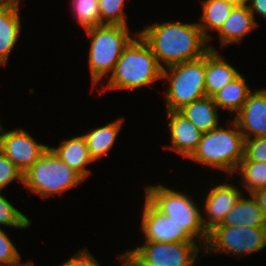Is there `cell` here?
Here are the masks:
<instances>
[{"instance_id": "8992f818", "label": "cell", "mask_w": 266, "mask_h": 266, "mask_svg": "<svg viewBox=\"0 0 266 266\" xmlns=\"http://www.w3.org/2000/svg\"><path fill=\"white\" fill-rule=\"evenodd\" d=\"M83 179L50 148L23 174V184L31 192L47 198L61 196Z\"/></svg>"}, {"instance_id": "7a4b0ae2", "label": "cell", "mask_w": 266, "mask_h": 266, "mask_svg": "<svg viewBox=\"0 0 266 266\" xmlns=\"http://www.w3.org/2000/svg\"><path fill=\"white\" fill-rule=\"evenodd\" d=\"M130 43L124 48L109 80L103 90L139 89L152 85L162 79V68L158 64L150 46L135 33Z\"/></svg>"}, {"instance_id": "d6986e66", "label": "cell", "mask_w": 266, "mask_h": 266, "mask_svg": "<svg viewBox=\"0 0 266 266\" xmlns=\"http://www.w3.org/2000/svg\"><path fill=\"white\" fill-rule=\"evenodd\" d=\"M250 198L243 194L234 207L226 214L221 224L217 226H250L266 227V221L257 201L249 194Z\"/></svg>"}, {"instance_id": "4fadbf2b", "label": "cell", "mask_w": 266, "mask_h": 266, "mask_svg": "<svg viewBox=\"0 0 266 266\" xmlns=\"http://www.w3.org/2000/svg\"><path fill=\"white\" fill-rule=\"evenodd\" d=\"M242 191L231 184H218L208 192L204 211L206 219L202 217L204 227L209 232L215 226L222 223L226 214L234 207L241 198Z\"/></svg>"}, {"instance_id": "ba28073f", "label": "cell", "mask_w": 266, "mask_h": 266, "mask_svg": "<svg viewBox=\"0 0 266 266\" xmlns=\"http://www.w3.org/2000/svg\"><path fill=\"white\" fill-rule=\"evenodd\" d=\"M265 247L266 227L215 226L209 231L203 251L206 254L222 252L240 257L261 251Z\"/></svg>"}, {"instance_id": "1f68e13d", "label": "cell", "mask_w": 266, "mask_h": 266, "mask_svg": "<svg viewBox=\"0 0 266 266\" xmlns=\"http://www.w3.org/2000/svg\"><path fill=\"white\" fill-rule=\"evenodd\" d=\"M249 11L255 19V12L266 18V0H251L248 5Z\"/></svg>"}, {"instance_id": "cb8c5ba5", "label": "cell", "mask_w": 266, "mask_h": 266, "mask_svg": "<svg viewBox=\"0 0 266 266\" xmlns=\"http://www.w3.org/2000/svg\"><path fill=\"white\" fill-rule=\"evenodd\" d=\"M238 171V172H237ZM249 194L266 188V163L252 160H241L237 169Z\"/></svg>"}, {"instance_id": "4dcf8cb0", "label": "cell", "mask_w": 266, "mask_h": 266, "mask_svg": "<svg viewBox=\"0 0 266 266\" xmlns=\"http://www.w3.org/2000/svg\"><path fill=\"white\" fill-rule=\"evenodd\" d=\"M60 266H100L98 261L91 255L87 248L77 252Z\"/></svg>"}, {"instance_id": "9c48e42d", "label": "cell", "mask_w": 266, "mask_h": 266, "mask_svg": "<svg viewBox=\"0 0 266 266\" xmlns=\"http://www.w3.org/2000/svg\"><path fill=\"white\" fill-rule=\"evenodd\" d=\"M199 253L196 242L145 243L124 254L136 266H193Z\"/></svg>"}, {"instance_id": "8fae6325", "label": "cell", "mask_w": 266, "mask_h": 266, "mask_svg": "<svg viewBox=\"0 0 266 266\" xmlns=\"http://www.w3.org/2000/svg\"><path fill=\"white\" fill-rule=\"evenodd\" d=\"M142 213L141 229L145 241L170 242H196L184 228L176 225L172 219L159 211L146 197Z\"/></svg>"}, {"instance_id": "6da1fadb", "label": "cell", "mask_w": 266, "mask_h": 266, "mask_svg": "<svg viewBox=\"0 0 266 266\" xmlns=\"http://www.w3.org/2000/svg\"><path fill=\"white\" fill-rule=\"evenodd\" d=\"M138 33L150 46L162 69L199 59L209 50L215 51L211 45H207L208 40L198 23H155Z\"/></svg>"}, {"instance_id": "7402d4cb", "label": "cell", "mask_w": 266, "mask_h": 266, "mask_svg": "<svg viewBox=\"0 0 266 266\" xmlns=\"http://www.w3.org/2000/svg\"><path fill=\"white\" fill-rule=\"evenodd\" d=\"M251 90L247 86L245 78L240 74L237 78L218 91L212 98L220 109H226L229 114H236L242 109Z\"/></svg>"}, {"instance_id": "e0dca14e", "label": "cell", "mask_w": 266, "mask_h": 266, "mask_svg": "<svg viewBox=\"0 0 266 266\" xmlns=\"http://www.w3.org/2000/svg\"><path fill=\"white\" fill-rule=\"evenodd\" d=\"M49 148L83 180L90 175L86 166L94 160L90 157L85 138L82 135L61 141L58 148Z\"/></svg>"}, {"instance_id": "ac0fdd59", "label": "cell", "mask_w": 266, "mask_h": 266, "mask_svg": "<svg viewBox=\"0 0 266 266\" xmlns=\"http://www.w3.org/2000/svg\"><path fill=\"white\" fill-rule=\"evenodd\" d=\"M257 26L248 7H233L229 17L218 31L222 46L241 42Z\"/></svg>"}, {"instance_id": "3957f363", "label": "cell", "mask_w": 266, "mask_h": 266, "mask_svg": "<svg viewBox=\"0 0 266 266\" xmlns=\"http://www.w3.org/2000/svg\"><path fill=\"white\" fill-rule=\"evenodd\" d=\"M231 124L235 129L217 127L203 133L196 150L188 159L226 171L229 176L236 173L244 157L245 139L236 122L233 120Z\"/></svg>"}, {"instance_id": "5bb4252c", "label": "cell", "mask_w": 266, "mask_h": 266, "mask_svg": "<svg viewBox=\"0 0 266 266\" xmlns=\"http://www.w3.org/2000/svg\"><path fill=\"white\" fill-rule=\"evenodd\" d=\"M170 121L168 127L171 136L172 146L170 150L189 158L196 150L203 132L194 126L179 111H166Z\"/></svg>"}, {"instance_id": "277c9868", "label": "cell", "mask_w": 266, "mask_h": 266, "mask_svg": "<svg viewBox=\"0 0 266 266\" xmlns=\"http://www.w3.org/2000/svg\"><path fill=\"white\" fill-rule=\"evenodd\" d=\"M145 197L176 225L184 228L194 241L198 239L205 247L209 232L204 227L202 211L191 197L161 184L145 187Z\"/></svg>"}, {"instance_id": "7c38bea8", "label": "cell", "mask_w": 266, "mask_h": 266, "mask_svg": "<svg viewBox=\"0 0 266 266\" xmlns=\"http://www.w3.org/2000/svg\"><path fill=\"white\" fill-rule=\"evenodd\" d=\"M234 120L244 139L266 137V89L250 93ZM251 135V136H250Z\"/></svg>"}, {"instance_id": "5b68a950", "label": "cell", "mask_w": 266, "mask_h": 266, "mask_svg": "<svg viewBox=\"0 0 266 266\" xmlns=\"http://www.w3.org/2000/svg\"><path fill=\"white\" fill-rule=\"evenodd\" d=\"M128 26L102 24L86 29L91 37L89 68L92 86L99 84L104 75L113 72L124 48L133 37Z\"/></svg>"}, {"instance_id": "d590c367", "label": "cell", "mask_w": 266, "mask_h": 266, "mask_svg": "<svg viewBox=\"0 0 266 266\" xmlns=\"http://www.w3.org/2000/svg\"><path fill=\"white\" fill-rule=\"evenodd\" d=\"M15 266H34V264H32L31 262L29 263H20V264H17V265H15Z\"/></svg>"}, {"instance_id": "2e32d148", "label": "cell", "mask_w": 266, "mask_h": 266, "mask_svg": "<svg viewBox=\"0 0 266 266\" xmlns=\"http://www.w3.org/2000/svg\"><path fill=\"white\" fill-rule=\"evenodd\" d=\"M239 75L240 73L218 55L217 51L209 50L205 54L206 96L213 97Z\"/></svg>"}, {"instance_id": "9a60e30c", "label": "cell", "mask_w": 266, "mask_h": 266, "mask_svg": "<svg viewBox=\"0 0 266 266\" xmlns=\"http://www.w3.org/2000/svg\"><path fill=\"white\" fill-rule=\"evenodd\" d=\"M20 0H0V65H5L21 30Z\"/></svg>"}, {"instance_id": "52a82bcc", "label": "cell", "mask_w": 266, "mask_h": 266, "mask_svg": "<svg viewBox=\"0 0 266 266\" xmlns=\"http://www.w3.org/2000/svg\"><path fill=\"white\" fill-rule=\"evenodd\" d=\"M162 78L170 83L165 97L166 111H179L185 105L206 97L205 55L163 69Z\"/></svg>"}, {"instance_id": "4316f807", "label": "cell", "mask_w": 266, "mask_h": 266, "mask_svg": "<svg viewBox=\"0 0 266 266\" xmlns=\"http://www.w3.org/2000/svg\"><path fill=\"white\" fill-rule=\"evenodd\" d=\"M30 223L27 216L16 209L0 191V225L25 229L31 225Z\"/></svg>"}, {"instance_id": "ffe728a7", "label": "cell", "mask_w": 266, "mask_h": 266, "mask_svg": "<svg viewBox=\"0 0 266 266\" xmlns=\"http://www.w3.org/2000/svg\"><path fill=\"white\" fill-rule=\"evenodd\" d=\"M218 110L214 99L206 96L185 105L179 112L201 132L205 133L219 127Z\"/></svg>"}, {"instance_id": "f1b7e54d", "label": "cell", "mask_w": 266, "mask_h": 266, "mask_svg": "<svg viewBox=\"0 0 266 266\" xmlns=\"http://www.w3.org/2000/svg\"><path fill=\"white\" fill-rule=\"evenodd\" d=\"M242 160H252L266 163V137H255L244 140V157Z\"/></svg>"}, {"instance_id": "836d02e7", "label": "cell", "mask_w": 266, "mask_h": 266, "mask_svg": "<svg viewBox=\"0 0 266 266\" xmlns=\"http://www.w3.org/2000/svg\"><path fill=\"white\" fill-rule=\"evenodd\" d=\"M226 3L232 5L233 7H248L251 0H224Z\"/></svg>"}, {"instance_id": "30bf717a", "label": "cell", "mask_w": 266, "mask_h": 266, "mask_svg": "<svg viewBox=\"0 0 266 266\" xmlns=\"http://www.w3.org/2000/svg\"><path fill=\"white\" fill-rule=\"evenodd\" d=\"M0 125V150L24 174L49 148L24 129L4 131Z\"/></svg>"}, {"instance_id": "44dd1931", "label": "cell", "mask_w": 266, "mask_h": 266, "mask_svg": "<svg viewBox=\"0 0 266 266\" xmlns=\"http://www.w3.org/2000/svg\"><path fill=\"white\" fill-rule=\"evenodd\" d=\"M124 117L114 120L102 127H98L83 134L85 138L90 157L96 161L99 158L107 155L108 151L114 145L117 135L122 127Z\"/></svg>"}, {"instance_id": "83f0119b", "label": "cell", "mask_w": 266, "mask_h": 266, "mask_svg": "<svg viewBox=\"0 0 266 266\" xmlns=\"http://www.w3.org/2000/svg\"><path fill=\"white\" fill-rule=\"evenodd\" d=\"M21 255L10 240V237L0 228V266H15L20 264Z\"/></svg>"}, {"instance_id": "484cf974", "label": "cell", "mask_w": 266, "mask_h": 266, "mask_svg": "<svg viewBox=\"0 0 266 266\" xmlns=\"http://www.w3.org/2000/svg\"><path fill=\"white\" fill-rule=\"evenodd\" d=\"M101 25L128 26L125 16V0H98Z\"/></svg>"}, {"instance_id": "f546056e", "label": "cell", "mask_w": 266, "mask_h": 266, "mask_svg": "<svg viewBox=\"0 0 266 266\" xmlns=\"http://www.w3.org/2000/svg\"><path fill=\"white\" fill-rule=\"evenodd\" d=\"M14 180L23 183V173L0 150V191Z\"/></svg>"}, {"instance_id": "603a6c76", "label": "cell", "mask_w": 266, "mask_h": 266, "mask_svg": "<svg viewBox=\"0 0 266 266\" xmlns=\"http://www.w3.org/2000/svg\"><path fill=\"white\" fill-rule=\"evenodd\" d=\"M233 6L224 0H203L202 1V23H198L204 37L209 41L208 30L219 31L223 23L229 17Z\"/></svg>"}, {"instance_id": "e575fe53", "label": "cell", "mask_w": 266, "mask_h": 266, "mask_svg": "<svg viewBox=\"0 0 266 266\" xmlns=\"http://www.w3.org/2000/svg\"><path fill=\"white\" fill-rule=\"evenodd\" d=\"M118 260L123 262V266H136L124 253L119 255Z\"/></svg>"}, {"instance_id": "d6a6232c", "label": "cell", "mask_w": 266, "mask_h": 266, "mask_svg": "<svg viewBox=\"0 0 266 266\" xmlns=\"http://www.w3.org/2000/svg\"><path fill=\"white\" fill-rule=\"evenodd\" d=\"M251 194L257 201L266 221V188L258 189Z\"/></svg>"}, {"instance_id": "d4e9b609", "label": "cell", "mask_w": 266, "mask_h": 266, "mask_svg": "<svg viewBox=\"0 0 266 266\" xmlns=\"http://www.w3.org/2000/svg\"><path fill=\"white\" fill-rule=\"evenodd\" d=\"M72 5L76 20L85 30L101 25L98 0H72Z\"/></svg>"}]
</instances>
